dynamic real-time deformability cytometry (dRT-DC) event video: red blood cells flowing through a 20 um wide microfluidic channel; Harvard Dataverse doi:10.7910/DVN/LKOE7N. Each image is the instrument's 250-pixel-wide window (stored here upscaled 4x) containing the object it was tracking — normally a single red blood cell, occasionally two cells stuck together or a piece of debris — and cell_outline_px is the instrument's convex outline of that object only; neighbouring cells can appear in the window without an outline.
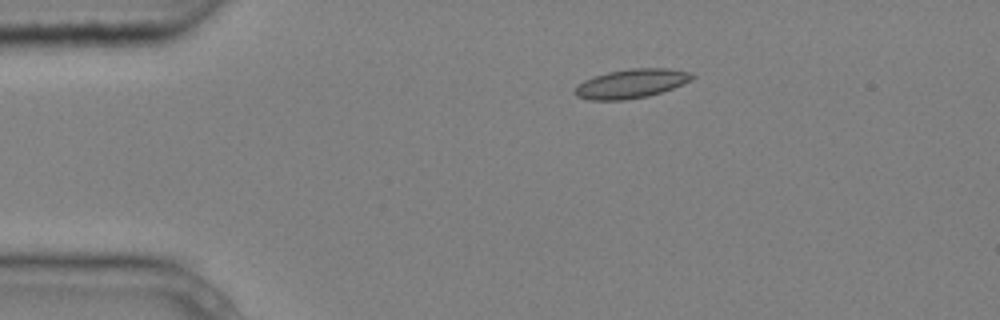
{"species": "common noctule bat (a hibernating species)", "species_latin": "Nyctalus noctula", "temperature_condition": "cold", "stored_images_in_passage": 7, "camera_frame_rate_fps": 3000, "um_per_image_px": 0.085, "animal": {"sex": "male", "body_mass_g": 20.4}, "frame": {"image": 1, "passage_image": 2, "time_ms": 0.333, "image_size_px": [1000, 320], "cell_outline_px": [[696, 76], [692, 80], [672, 88], [648, 96], [624, 100], [588, 100], [576, 96], [572, 92], [584, 80], [608, 72], [628, 68], [668, 68], [692, 72]], "centroid_in_image_um": [53.67, 7.1], "position_along_channel_um": 31.3, "area_um2": 19.88}}
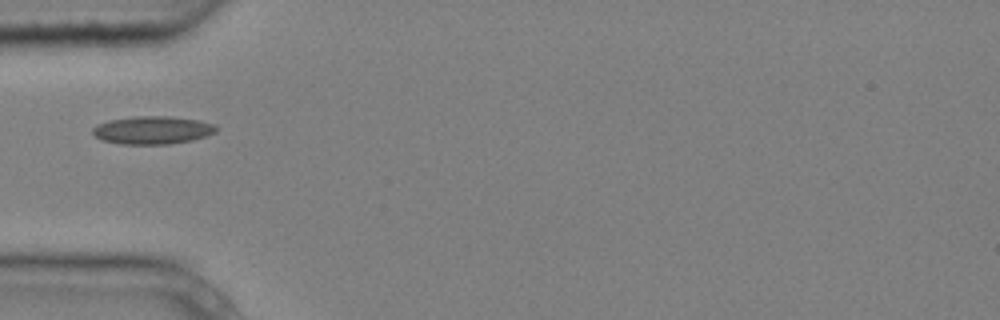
{"frame": {"image": 2, "passage_image": 4, "time_ms": 1.0, "image_size_px": [1000, 320], "cell_outline_px": [[220, 128], [216, 132], [192, 140], [168, 144], [120, 144], [100, 140], [92, 132], [92, 128], [96, 124], [108, 120], [136, 116], [168, 116], [200, 120], [216, 124]], "centroid_in_image_um": [12.97, 11.05], "position_along_channel_um": 72.0, "area_um2": 20.35}}
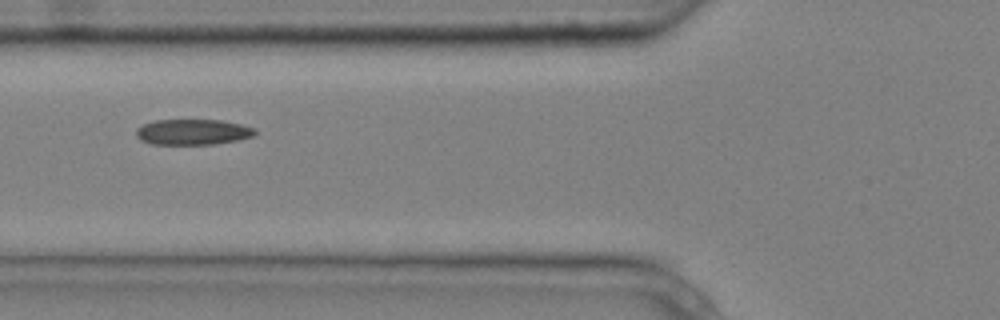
{"frame": {"image": 3, "passage_image": 5, "time_ms": 1.333, "image_size_px": [1000, 320], "cell_outline_px": [[256, 136], [240, 140], [216, 144], [152, 144], [140, 140], [136, 136], [136, 128], [144, 124], [156, 120], [220, 120], [240, 124], [256, 128]], "centroid_in_image_um": [16.42, 11.22], "position_along_channel_um": 109.4, "area_um2": 17.92}}